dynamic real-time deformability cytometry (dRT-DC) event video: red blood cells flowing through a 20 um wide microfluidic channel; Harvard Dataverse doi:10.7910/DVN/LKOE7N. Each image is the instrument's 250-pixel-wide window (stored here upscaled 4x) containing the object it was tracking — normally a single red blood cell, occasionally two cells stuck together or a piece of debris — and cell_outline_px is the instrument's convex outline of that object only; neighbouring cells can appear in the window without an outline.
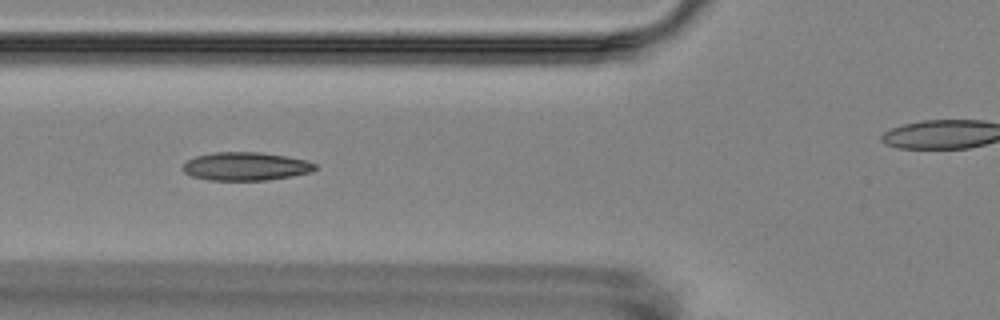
{"species": "Egyptian fruit bat (a non-hibernating species)", "species_latin": "Rousettus aegyptiacus", "temperature_condition": "room temperature", "stored_images_in_passage": 6, "segment_of_instrument_passage": [1, 2], "camera_frame_rate_fps": 3000, "um_per_image_px": 0.085, "animal": {"sex": "female"}, "frame": {"image": 1, "passage_image": 4, "time_ms": 4.667, "image_size_px": [1000, 320], "cell_outline_px": [[320, 168], [312, 172], [292, 176], [268, 180], [208, 180], [192, 176], [184, 172], [180, 168], [188, 160], [196, 156], [212, 152], [260, 152], [288, 156], [308, 160], [316, 164]], "centroid_in_image_um": [20.93, 14.13], "position_along_channel_um": 104.9, "area_um2": 22.14}}
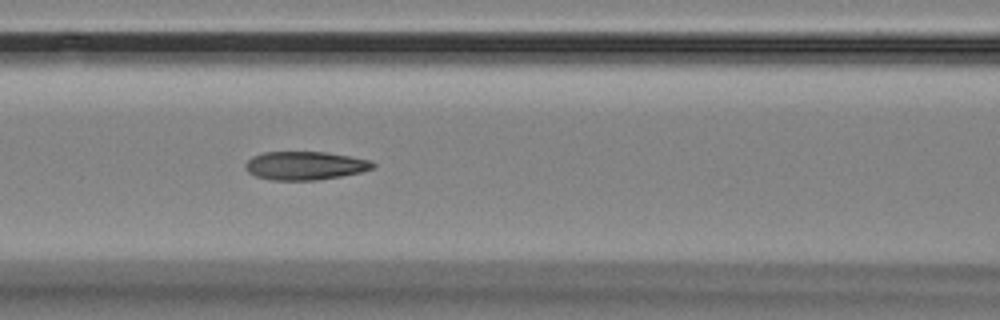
{"frame": {"image": 2, "passage_image": 5, "time_ms": 5.667, "image_size_px": [1000, 320], "cell_outline_px": [[376, 168], [360, 172], [340, 176], [316, 180], [272, 180], [256, 176], [248, 172], [244, 168], [244, 164], [252, 156], [264, 152], [328, 152], [372, 160], [376, 164]], "centroid_in_image_um": [25.95, 14.07], "position_along_channel_um": 140.7, "area_um2": 21.27}}